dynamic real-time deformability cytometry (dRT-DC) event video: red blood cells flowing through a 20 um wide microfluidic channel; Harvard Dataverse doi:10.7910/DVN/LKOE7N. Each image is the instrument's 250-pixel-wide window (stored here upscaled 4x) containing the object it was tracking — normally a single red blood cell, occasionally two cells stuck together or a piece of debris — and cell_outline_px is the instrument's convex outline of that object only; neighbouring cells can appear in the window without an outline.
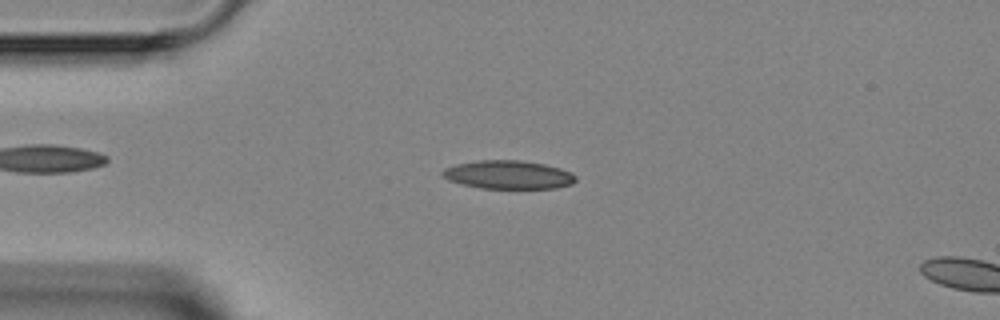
{"species": "Egyptian fruit bat (a non-hibernating species)", "species_latin": "Rousettus aegyptiacus", "temperature_condition": "room temperature", "stored_images_in_passage": 3, "camera_frame_rate_fps": 3000, "um_per_image_px": 0.085, "animal": {"sex": "female"}, "frame": {"image": 1, "passage_image": 2, "time_ms": 1.333, "image_size_px": [1000, 320], "cell_outline_px": [[576, 180], [572, 184], [556, 188], [480, 188], [460, 184], [448, 180], [440, 172], [444, 168], [456, 164], [476, 160], [520, 160], [544, 164], [560, 168], [572, 172], [576, 176]], "centroid_in_image_um": [43.2, 14.85], "position_along_channel_um": 41.8, "area_um2": 22.2}}